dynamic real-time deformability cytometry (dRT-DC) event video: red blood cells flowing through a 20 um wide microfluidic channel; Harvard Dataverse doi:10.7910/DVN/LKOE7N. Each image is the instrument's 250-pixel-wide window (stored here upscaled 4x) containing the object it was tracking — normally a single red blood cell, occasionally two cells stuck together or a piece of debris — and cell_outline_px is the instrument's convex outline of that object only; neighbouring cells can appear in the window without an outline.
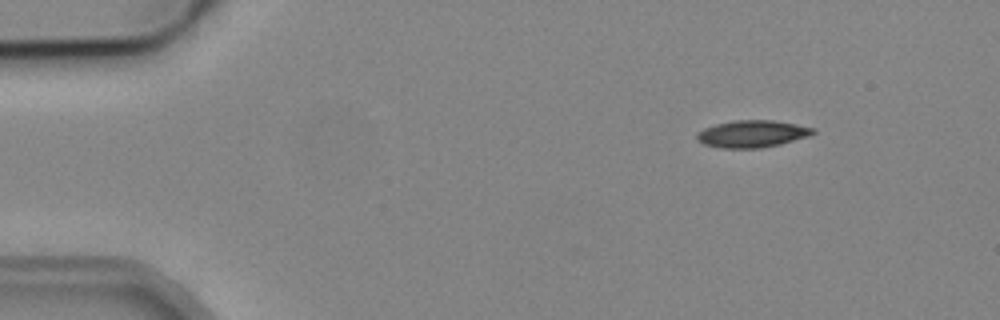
{"species": "common noctule bat (a hibernating species)", "species_latin": "Nyctalus noctula", "temperature_condition": "cold", "stored_images_in_passage": 4, "camera_frame_rate_fps": 3000, "um_per_image_px": 0.085, "animal": {"sex": "male", "body_mass_g": 19.2, "forearm_length_mm": 51.8}, "frame": {"image": 1, "passage_image": 2, "time_ms": 1.333, "image_size_px": [1000, 320], "cell_outline_px": [[816, 132], [808, 136], [780, 144], [760, 148], [720, 148], [704, 144], [696, 140], [696, 132], [704, 128], [716, 124], [732, 120], [772, 120], [796, 124], [816, 128]], "centroid_in_image_um": [63.91, 11.37], "position_along_channel_um": 21.1, "area_um2": 18.44}}
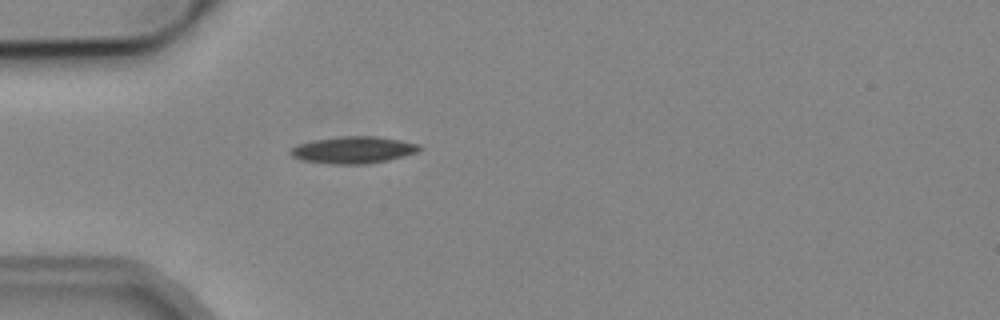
{"frame": {"image": 2, "passage_image": 4, "time_ms": 4.333, "image_size_px": [1000, 320], "cell_outline_px": [[424, 148], [416, 152], [404, 156], [388, 160], [364, 164], [332, 164], [304, 160], [292, 156], [288, 152], [292, 148], [300, 144], [316, 140], [340, 136], [376, 136], [400, 140], [420, 144]], "centroid_in_image_um": [30.08, 12.74], "position_along_channel_um": 54.9, "area_um2": 20.06}}